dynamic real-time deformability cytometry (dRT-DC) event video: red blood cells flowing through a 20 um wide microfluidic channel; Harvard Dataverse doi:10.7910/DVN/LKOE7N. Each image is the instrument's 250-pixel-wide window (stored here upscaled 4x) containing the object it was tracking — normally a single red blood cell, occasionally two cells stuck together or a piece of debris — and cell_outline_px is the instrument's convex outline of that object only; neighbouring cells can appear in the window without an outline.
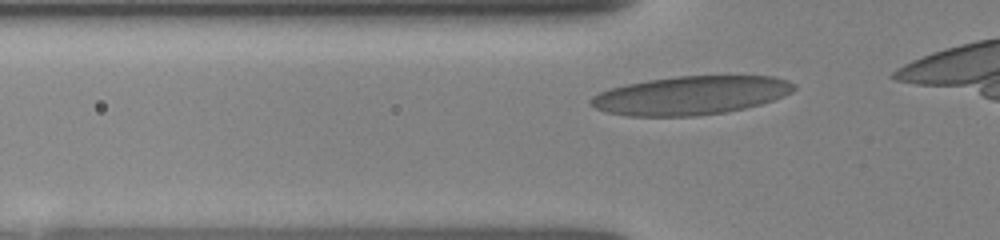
{"species": "human", "species_latin": "Homo sapiens", "temperature_condition": "room temperature", "stored_images_in_passage": 8, "segment_of_instrument_passage": [1, 2], "camera_frame_rate_fps": 3000, "um_per_image_px": 0.085, "donor": {"sex": "female"}, "frame": {"image": 1, "passage_image": 3, "time_ms": 1.0, "image_size_px": [1000, 240], "cell_outline_px": [[796, 88], [792, 92], [772, 100], [760, 104], [744, 108], [724, 112], [692, 116], [628, 116], [608, 112], [596, 108], [588, 100], [592, 96], [600, 92], [612, 88], [628, 84], [648, 80], [676, 76], [772, 76], [788, 80], [796, 84]], "centroid_in_image_um": [58.73, 8.1], "position_along_channel_um": 67.1, "area_um2": 45.37}}
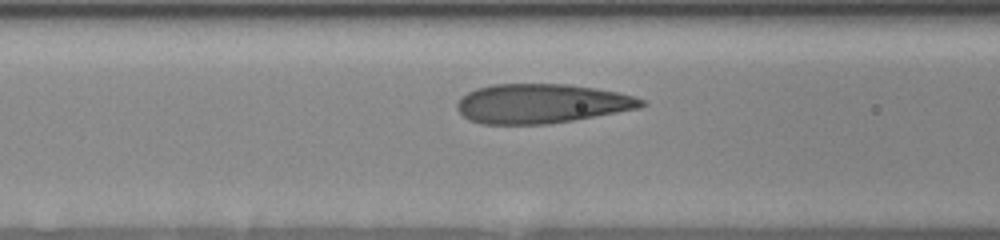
{"frame": {"image": 2, "passage_image": 6, "time_ms": 2.333, "image_size_px": [1000, 240], "cell_outline_px": [[648, 104], [640, 108], [572, 120], [548, 124], [484, 124], [472, 120], [464, 116], [456, 108], [456, 104], [460, 96], [476, 88], [492, 84], [568, 84], [596, 88], [636, 96], [644, 100]], "centroid_in_image_um": [46.03, 8.79], "position_along_channel_um": 120.6, "area_um2": 42.31}}